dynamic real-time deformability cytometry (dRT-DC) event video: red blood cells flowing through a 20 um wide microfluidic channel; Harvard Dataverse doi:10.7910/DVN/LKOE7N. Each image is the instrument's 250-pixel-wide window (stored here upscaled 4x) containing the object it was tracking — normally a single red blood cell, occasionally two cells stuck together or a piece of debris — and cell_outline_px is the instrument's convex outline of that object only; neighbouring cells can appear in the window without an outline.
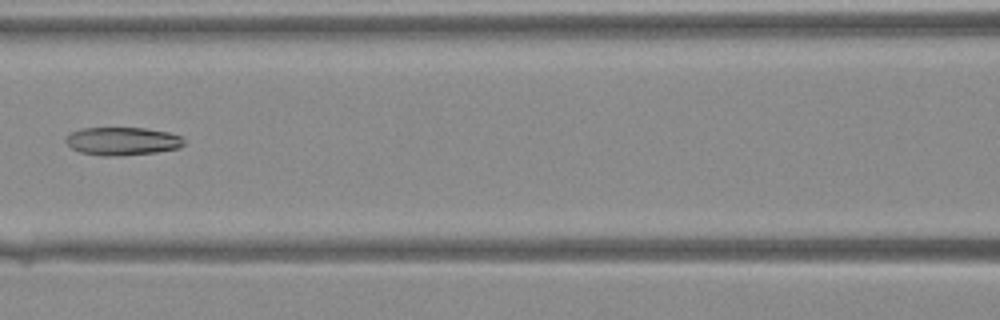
{"species": "Egyptian fruit bat (a non-hibernating species)", "species_latin": "Rousettus aegyptiacus", "temperature_condition": "warm", "stored_images_in_passage": 31, "camera_frame_rate_fps": 3000, "um_per_image_px": 0.085, "animal": {"sex": "female"}, "frame": {"image": 1, "passage_image": 9, "time_ms": 2.667, "image_size_px": [1000, 320], "cell_outline_px": [[184, 144], [180, 148], [156, 152], [116, 156], [104, 156], [80, 152], [72, 148], [64, 140], [72, 132], [84, 128], [144, 128], [168, 132], [180, 136], [184, 140]], "centroid_in_image_um": [10.42, 12.0], "position_along_channel_um": 156.2, "area_um2": 19.19}}
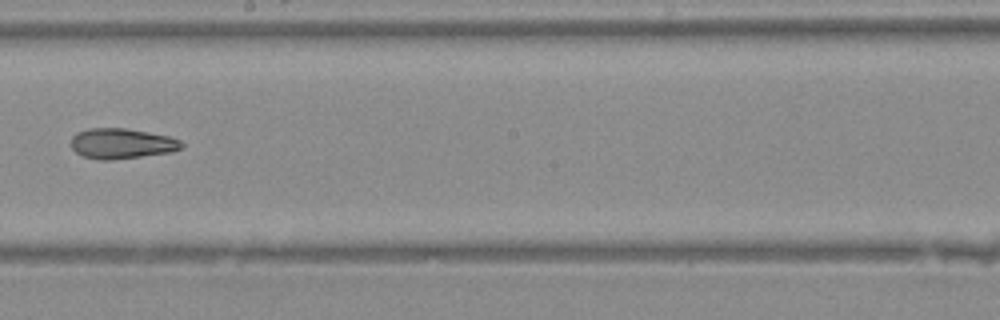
{"frame": {"image": 2, "passage_image": 14, "time_ms": 4.333, "image_size_px": [1000, 320], "cell_outline_px": [[184, 148], [172, 152], [112, 160], [100, 160], [80, 156], [72, 148], [72, 136], [76, 132], [88, 128], [124, 128], [168, 136], [180, 140], [184, 144]], "centroid_in_image_um": [10.34, 12.21], "position_along_channel_um": 237.9, "area_um2": 19.65}}
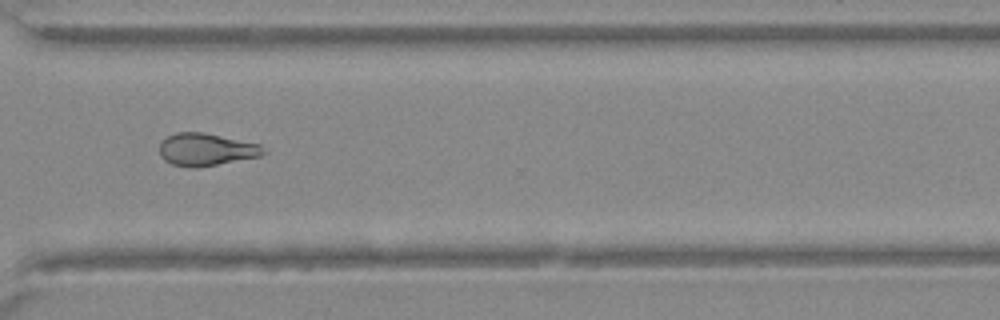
{"frame": {"image": 3, "passage_image": 21, "time_ms": 6.667, "image_size_px": [1000, 320], "cell_outline_px": [[268, 152], [260, 156], [196, 168], [188, 168], [172, 164], [164, 160], [160, 156], [160, 144], [168, 136], [176, 132], [204, 132], [260, 144]], "centroid_in_image_um": [17.53, 12.71], "position_along_channel_um": 353.1, "area_um2": 19.71}}